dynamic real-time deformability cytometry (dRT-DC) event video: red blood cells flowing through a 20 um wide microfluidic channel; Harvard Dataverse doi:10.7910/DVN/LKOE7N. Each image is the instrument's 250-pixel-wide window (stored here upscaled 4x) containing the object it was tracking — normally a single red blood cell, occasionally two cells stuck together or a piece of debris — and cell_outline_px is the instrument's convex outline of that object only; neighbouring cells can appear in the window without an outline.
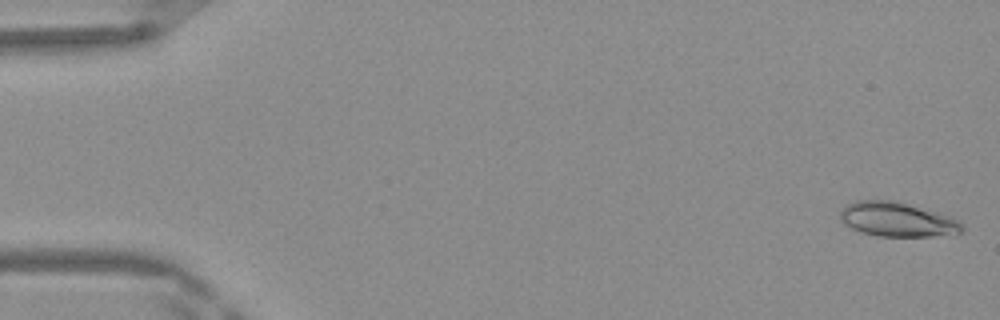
{"species": "Egyptian fruit bat (a non-hibernating species)", "species_latin": "Rousettus aegyptiacus", "temperature_condition": "warm", "stored_images_in_passage": 48, "camera_frame_rate_fps": 3000, "um_per_image_px": 0.085, "frame": {"image": 1, "passage_image": 1, "time_ms": 0.0, "image_size_px": [1000, 320], "cell_outline_px": [[964, 228], [960, 232], [932, 236], [876, 236], [860, 232], [844, 224], [840, 220], [840, 212], [848, 204], [856, 200], [896, 200], [940, 212], [960, 220]], "centroid_in_image_um": [76.27, 18.64], "position_along_channel_um": 8.7, "area_um2": 24.62}}
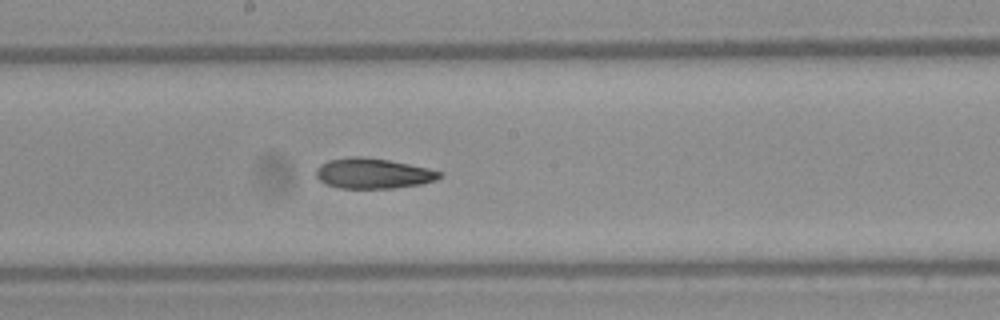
{"frame": {"image": 2, "passage_image": 26, "time_ms": 8.333, "image_size_px": [1000, 320], "cell_outline_px": [[444, 176], [436, 180], [420, 184], [392, 188], [340, 188], [328, 184], [320, 180], [316, 176], [316, 168], [320, 164], [328, 160], [348, 156], [364, 156], [388, 160], [428, 168], [444, 172]], "centroid_in_image_um": [31.72, 14.72], "position_along_channel_um": 216.5, "area_um2": 21.91}}
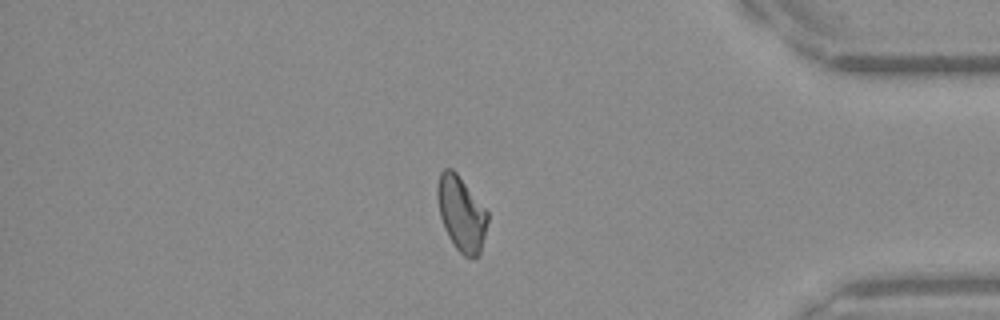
{"frame": {"image": 3, "passage_image": 41, "time_ms": 13.333, "image_size_px": [1000, 320], "cell_outline_px": [[488, 220], [480, 256], [464, 256], [456, 248], [448, 236], [444, 228], [440, 216], [436, 196], [436, 188], [440, 172], [444, 168], [452, 168], [456, 172], [488, 212]], "centroid_in_image_um": [39.2, 18.14], "position_along_channel_um": 396.0, "area_um2": 21.85}, "authors_computed_cell_mechanics": {"area_um2": 22.3686, "velocity_mm_per_s": 4.1921, "shape_relaxation_time_tau1_ms": null, "shape_relaxation_time_tau2_ms": 2.1152, "deformation_change_tau1": null, "deformation_change_tau2": 0.0864}}